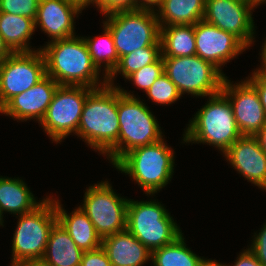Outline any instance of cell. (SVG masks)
<instances>
[{"label":"cell","mask_w":266,"mask_h":266,"mask_svg":"<svg viewBox=\"0 0 266 266\" xmlns=\"http://www.w3.org/2000/svg\"><path fill=\"white\" fill-rule=\"evenodd\" d=\"M119 127L118 86L93 89L86 98L76 135L114 165L118 161Z\"/></svg>","instance_id":"obj_1"},{"label":"cell","mask_w":266,"mask_h":266,"mask_svg":"<svg viewBox=\"0 0 266 266\" xmlns=\"http://www.w3.org/2000/svg\"><path fill=\"white\" fill-rule=\"evenodd\" d=\"M39 49L45 59L46 75L59 85L95 89L107 84L106 76L103 82H99L100 70L93 63L84 37L72 36L55 40Z\"/></svg>","instance_id":"obj_2"},{"label":"cell","mask_w":266,"mask_h":266,"mask_svg":"<svg viewBox=\"0 0 266 266\" xmlns=\"http://www.w3.org/2000/svg\"><path fill=\"white\" fill-rule=\"evenodd\" d=\"M184 133L186 143L214 145L223 154L242 136L231 103L222 91L209 96V101L196 112Z\"/></svg>","instance_id":"obj_3"},{"label":"cell","mask_w":266,"mask_h":266,"mask_svg":"<svg viewBox=\"0 0 266 266\" xmlns=\"http://www.w3.org/2000/svg\"><path fill=\"white\" fill-rule=\"evenodd\" d=\"M163 140L136 147L114 164L116 169L129 174L149 196L165 187L174 172V150Z\"/></svg>","instance_id":"obj_4"},{"label":"cell","mask_w":266,"mask_h":266,"mask_svg":"<svg viewBox=\"0 0 266 266\" xmlns=\"http://www.w3.org/2000/svg\"><path fill=\"white\" fill-rule=\"evenodd\" d=\"M105 17L103 24L111 31L119 58L140 48L161 46V27L155 10H123Z\"/></svg>","instance_id":"obj_5"},{"label":"cell","mask_w":266,"mask_h":266,"mask_svg":"<svg viewBox=\"0 0 266 266\" xmlns=\"http://www.w3.org/2000/svg\"><path fill=\"white\" fill-rule=\"evenodd\" d=\"M126 229L151 252L173 243L182 235V231L168 210L156 200L129 199Z\"/></svg>","instance_id":"obj_6"},{"label":"cell","mask_w":266,"mask_h":266,"mask_svg":"<svg viewBox=\"0 0 266 266\" xmlns=\"http://www.w3.org/2000/svg\"><path fill=\"white\" fill-rule=\"evenodd\" d=\"M143 101L118 87V160L130 150L163 139L156 117Z\"/></svg>","instance_id":"obj_7"},{"label":"cell","mask_w":266,"mask_h":266,"mask_svg":"<svg viewBox=\"0 0 266 266\" xmlns=\"http://www.w3.org/2000/svg\"><path fill=\"white\" fill-rule=\"evenodd\" d=\"M19 217L12 240L11 265L42 260L51 228L57 222L55 200L49 196L33 211Z\"/></svg>","instance_id":"obj_8"},{"label":"cell","mask_w":266,"mask_h":266,"mask_svg":"<svg viewBox=\"0 0 266 266\" xmlns=\"http://www.w3.org/2000/svg\"><path fill=\"white\" fill-rule=\"evenodd\" d=\"M164 73L177 87L178 92L198 97L217 94L221 91L225 74L211 62L198 55L188 57H162Z\"/></svg>","instance_id":"obj_9"},{"label":"cell","mask_w":266,"mask_h":266,"mask_svg":"<svg viewBox=\"0 0 266 266\" xmlns=\"http://www.w3.org/2000/svg\"><path fill=\"white\" fill-rule=\"evenodd\" d=\"M84 195L83 205L79 208L102 239L126 230L129 200L116 194L108 181L90 186Z\"/></svg>","instance_id":"obj_10"},{"label":"cell","mask_w":266,"mask_h":266,"mask_svg":"<svg viewBox=\"0 0 266 266\" xmlns=\"http://www.w3.org/2000/svg\"><path fill=\"white\" fill-rule=\"evenodd\" d=\"M85 86L59 85L39 124L54 142H61L70 133L77 134L78 124L88 94Z\"/></svg>","instance_id":"obj_11"},{"label":"cell","mask_w":266,"mask_h":266,"mask_svg":"<svg viewBox=\"0 0 266 266\" xmlns=\"http://www.w3.org/2000/svg\"><path fill=\"white\" fill-rule=\"evenodd\" d=\"M46 76V65L40 49L12 53L0 63V98L4 106L15 95L27 91Z\"/></svg>","instance_id":"obj_12"},{"label":"cell","mask_w":266,"mask_h":266,"mask_svg":"<svg viewBox=\"0 0 266 266\" xmlns=\"http://www.w3.org/2000/svg\"><path fill=\"white\" fill-rule=\"evenodd\" d=\"M257 6L256 2L243 0H206L203 20L234 34L250 47L255 39L252 10Z\"/></svg>","instance_id":"obj_13"},{"label":"cell","mask_w":266,"mask_h":266,"mask_svg":"<svg viewBox=\"0 0 266 266\" xmlns=\"http://www.w3.org/2000/svg\"><path fill=\"white\" fill-rule=\"evenodd\" d=\"M225 76L221 91L228 97L242 136H255L266 123L265 110L256 88L246 79L231 84Z\"/></svg>","instance_id":"obj_14"},{"label":"cell","mask_w":266,"mask_h":266,"mask_svg":"<svg viewBox=\"0 0 266 266\" xmlns=\"http://www.w3.org/2000/svg\"><path fill=\"white\" fill-rule=\"evenodd\" d=\"M196 55L211 62L221 72L225 65L248 47L234 34L200 20L194 25Z\"/></svg>","instance_id":"obj_15"},{"label":"cell","mask_w":266,"mask_h":266,"mask_svg":"<svg viewBox=\"0 0 266 266\" xmlns=\"http://www.w3.org/2000/svg\"><path fill=\"white\" fill-rule=\"evenodd\" d=\"M59 84L46 75L27 91L15 95L4 106L1 113L13 119L27 121L34 119L39 123L53 99Z\"/></svg>","instance_id":"obj_16"},{"label":"cell","mask_w":266,"mask_h":266,"mask_svg":"<svg viewBox=\"0 0 266 266\" xmlns=\"http://www.w3.org/2000/svg\"><path fill=\"white\" fill-rule=\"evenodd\" d=\"M224 156L244 178L266 190V153L255 136H241Z\"/></svg>","instance_id":"obj_17"},{"label":"cell","mask_w":266,"mask_h":266,"mask_svg":"<svg viewBox=\"0 0 266 266\" xmlns=\"http://www.w3.org/2000/svg\"><path fill=\"white\" fill-rule=\"evenodd\" d=\"M81 12L79 6L67 0H40L35 29L38 25L50 42L75 36L74 18Z\"/></svg>","instance_id":"obj_18"},{"label":"cell","mask_w":266,"mask_h":266,"mask_svg":"<svg viewBox=\"0 0 266 266\" xmlns=\"http://www.w3.org/2000/svg\"><path fill=\"white\" fill-rule=\"evenodd\" d=\"M101 247L112 266H143L151 260V251L127 229L103 238Z\"/></svg>","instance_id":"obj_19"},{"label":"cell","mask_w":266,"mask_h":266,"mask_svg":"<svg viewBox=\"0 0 266 266\" xmlns=\"http://www.w3.org/2000/svg\"><path fill=\"white\" fill-rule=\"evenodd\" d=\"M57 221L68 232L75 244L83 251H93L102 246V238L97 233L88 216L79 208L67 214L59 200L55 198Z\"/></svg>","instance_id":"obj_20"},{"label":"cell","mask_w":266,"mask_h":266,"mask_svg":"<svg viewBox=\"0 0 266 266\" xmlns=\"http://www.w3.org/2000/svg\"><path fill=\"white\" fill-rule=\"evenodd\" d=\"M83 253L57 221L51 228L42 261L49 266H81Z\"/></svg>","instance_id":"obj_21"},{"label":"cell","mask_w":266,"mask_h":266,"mask_svg":"<svg viewBox=\"0 0 266 266\" xmlns=\"http://www.w3.org/2000/svg\"><path fill=\"white\" fill-rule=\"evenodd\" d=\"M42 201L37 202L30 189L20 178L0 177V211L17 214L33 211Z\"/></svg>","instance_id":"obj_22"},{"label":"cell","mask_w":266,"mask_h":266,"mask_svg":"<svg viewBox=\"0 0 266 266\" xmlns=\"http://www.w3.org/2000/svg\"><path fill=\"white\" fill-rule=\"evenodd\" d=\"M206 0H163L156 9L160 26L195 25L203 20ZM165 23V24H164Z\"/></svg>","instance_id":"obj_23"},{"label":"cell","mask_w":266,"mask_h":266,"mask_svg":"<svg viewBox=\"0 0 266 266\" xmlns=\"http://www.w3.org/2000/svg\"><path fill=\"white\" fill-rule=\"evenodd\" d=\"M35 32V21L22 15L0 12V35L13 52H32L29 40Z\"/></svg>","instance_id":"obj_24"},{"label":"cell","mask_w":266,"mask_h":266,"mask_svg":"<svg viewBox=\"0 0 266 266\" xmlns=\"http://www.w3.org/2000/svg\"><path fill=\"white\" fill-rule=\"evenodd\" d=\"M162 57L196 55L194 25L160 26Z\"/></svg>","instance_id":"obj_25"},{"label":"cell","mask_w":266,"mask_h":266,"mask_svg":"<svg viewBox=\"0 0 266 266\" xmlns=\"http://www.w3.org/2000/svg\"><path fill=\"white\" fill-rule=\"evenodd\" d=\"M183 235L173 243L151 252L154 266H202L207 260L191 251L185 243Z\"/></svg>","instance_id":"obj_26"},{"label":"cell","mask_w":266,"mask_h":266,"mask_svg":"<svg viewBox=\"0 0 266 266\" xmlns=\"http://www.w3.org/2000/svg\"><path fill=\"white\" fill-rule=\"evenodd\" d=\"M104 34L99 37L90 38L85 37L84 41L87 45L88 51L90 56L93 60V63L96 67L101 70L100 68L104 64L105 76L108 77L113 70L116 68L119 57L115 49L114 40L111 34V31L103 25Z\"/></svg>","instance_id":"obj_27"},{"label":"cell","mask_w":266,"mask_h":266,"mask_svg":"<svg viewBox=\"0 0 266 266\" xmlns=\"http://www.w3.org/2000/svg\"><path fill=\"white\" fill-rule=\"evenodd\" d=\"M160 56L161 46H149L120 57L116 68L107 77V84L114 86L113 79L117 73H122V76L127 78L142 67L155 62Z\"/></svg>","instance_id":"obj_28"},{"label":"cell","mask_w":266,"mask_h":266,"mask_svg":"<svg viewBox=\"0 0 266 266\" xmlns=\"http://www.w3.org/2000/svg\"><path fill=\"white\" fill-rule=\"evenodd\" d=\"M145 93L149 99L160 105H170L181 97L177 87L165 73L159 76Z\"/></svg>","instance_id":"obj_29"},{"label":"cell","mask_w":266,"mask_h":266,"mask_svg":"<svg viewBox=\"0 0 266 266\" xmlns=\"http://www.w3.org/2000/svg\"><path fill=\"white\" fill-rule=\"evenodd\" d=\"M164 73V61L162 55L153 63L146 65L129 75L126 79L133 81L139 89L146 92L154 81Z\"/></svg>","instance_id":"obj_30"},{"label":"cell","mask_w":266,"mask_h":266,"mask_svg":"<svg viewBox=\"0 0 266 266\" xmlns=\"http://www.w3.org/2000/svg\"><path fill=\"white\" fill-rule=\"evenodd\" d=\"M40 0H0V12L22 15L35 21Z\"/></svg>","instance_id":"obj_31"},{"label":"cell","mask_w":266,"mask_h":266,"mask_svg":"<svg viewBox=\"0 0 266 266\" xmlns=\"http://www.w3.org/2000/svg\"><path fill=\"white\" fill-rule=\"evenodd\" d=\"M101 14L107 15L116 11L139 9L136 0H91Z\"/></svg>","instance_id":"obj_32"},{"label":"cell","mask_w":266,"mask_h":266,"mask_svg":"<svg viewBox=\"0 0 266 266\" xmlns=\"http://www.w3.org/2000/svg\"><path fill=\"white\" fill-rule=\"evenodd\" d=\"M81 266H112L106 251L100 247L93 251H84Z\"/></svg>","instance_id":"obj_33"},{"label":"cell","mask_w":266,"mask_h":266,"mask_svg":"<svg viewBox=\"0 0 266 266\" xmlns=\"http://www.w3.org/2000/svg\"><path fill=\"white\" fill-rule=\"evenodd\" d=\"M249 250L255 255L262 266H266V223L258 234L255 233Z\"/></svg>","instance_id":"obj_34"},{"label":"cell","mask_w":266,"mask_h":266,"mask_svg":"<svg viewBox=\"0 0 266 266\" xmlns=\"http://www.w3.org/2000/svg\"><path fill=\"white\" fill-rule=\"evenodd\" d=\"M247 80L256 88L266 114V76L260 74L256 69Z\"/></svg>","instance_id":"obj_35"},{"label":"cell","mask_w":266,"mask_h":266,"mask_svg":"<svg viewBox=\"0 0 266 266\" xmlns=\"http://www.w3.org/2000/svg\"><path fill=\"white\" fill-rule=\"evenodd\" d=\"M235 261V264L233 266H262V264L258 261V259L255 257V255L248 249H245L239 257ZM224 266H230V265H224Z\"/></svg>","instance_id":"obj_36"},{"label":"cell","mask_w":266,"mask_h":266,"mask_svg":"<svg viewBox=\"0 0 266 266\" xmlns=\"http://www.w3.org/2000/svg\"><path fill=\"white\" fill-rule=\"evenodd\" d=\"M163 2V0H136L137 5L139 8L142 9H153L155 10V6H158ZM153 7V8H152Z\"/></svg>","instance_id":"obj_37"},{"label":"cell","mask_w":266,"mask_h":266,"mask_svg":"<svg viewBox=\"0 0 266 266\" xmlns=\"http://www.w3.org/2000/svg\"><path fill=\"white\" fill-rule=\"evenodd\" d=\"M13 52L5 44L3 37L0 35V63L3 62Z\"/></svg>","instance_id":"obj_38"},{"label":"cell","mask_w":266,"mask_h":266,"mask_svg":"<svg viewBox=\"0 0 266 266\" xmlns=\"http://www.w3.org/2000/svg\"><path fill=\"white\" fill-rule=\"evenodd\" d=\"M258 139L261 149L266 153V123L262 126L261 130L255 135Z\"/></svg>","instance_id":"obj_39"},{"label":"cell","mask_w":266,"mask_h":266,"mask_svg":"<svg viewBox=\"0 0 266 266\" xmlns=\"http://www.w3.org/2000/svg\"><path fill=\"white\" fill-rule=\"evenodd\" d=\"M262 51H261V61H262V64H261V67L257 70L260 74L266 76V40H265V43H263V46H262Z\"/></svg>","instance_id":"obj_40"},{"label":"cell","mask_w":266,"mask_h":266,"mask_svg":"<svg viewBox=\"0 0 266 266\" xmlns=\"http://www.w3.org/2000/svg\"><path fill=\"white\" fill-rule=\"evenodd\" d=\"M10 266H49V265L44 263L42 260H35V261H24Z\"/></svg>","instance_id":"obj_41"},{"label":"cell","mask_w":266,"mask_h":266,"mask_svg":"<svg viewBox=\"0 0 266 266\" xmlns=\"http://www.w3.org/2000/svg\"><path fill=\"white\" fill-rule=\"evenodd\" d=\"M79 6L82 10L91 4V0H67Z\"/></svg>","instance_id":"obj_42"},{"label":"cell","mask_w":266,"mask_h":266,"mask_svg":"<svg viewBox=\"0 0 266 266\" xmlns=\"http://www.w3.org/2000/svg\"><path fill=\"white\" fill-rule=\"evenodd\" d=\"M202 266H224V264L218 263L215 259H214V261L208 259L202 264Z\"/></svg>","instance_id":"obj_43"},{"label":"cell","mask_w":266,"mask_h":266,"mask_svg":"<svg viewBox=\"0 0 266 266\" xmlns=\"http://www.w3.org/2000/svg\"><path fill=\"white\" fill-rule=\"evenodd\" d=\"M258 5L266 3V0H254Z\"/></svg>","instance_id":"obj_44"},{"label":"cell","mask_w":266,"mask_h":266,"mask_svg":"<svg viewBox=\"0 0 266 266\" xmlns=\"http://www.w3.org/2000/svg\"><path fill=\"white\" fill-rule=\"evenodd\" d=\"M3 214L0 211V225L3 226Z\"/></svg>","instance_id":"obj_45"},{"label":"cell","mask_w":266,"mask_h":266,"mask_svg":"<svg viewBox=\"0 0 266 266\" xmlns=\"http://www.w3.org/2000/svg\"><path fill=\"white\" fill-rule=\"evenodd\" d=\"M2 110H3V106L1 104V98H0V113L2 112Z\"/></svg>","instance_id":"obj_46"},{"label":"cell","mask_w":266,"mask_h":266,"mask_svg":"<svg viewBox=\"0 0 266 266\" xmlns=\"http://www.w3.org/2000/svg\"><path fill=\"white\" fill-rule=\"evenodd\" d=\"M243 1H248V2H255L254 0H243Z\"/></svg>","instance_id":"obj_47"}]
</instances>
